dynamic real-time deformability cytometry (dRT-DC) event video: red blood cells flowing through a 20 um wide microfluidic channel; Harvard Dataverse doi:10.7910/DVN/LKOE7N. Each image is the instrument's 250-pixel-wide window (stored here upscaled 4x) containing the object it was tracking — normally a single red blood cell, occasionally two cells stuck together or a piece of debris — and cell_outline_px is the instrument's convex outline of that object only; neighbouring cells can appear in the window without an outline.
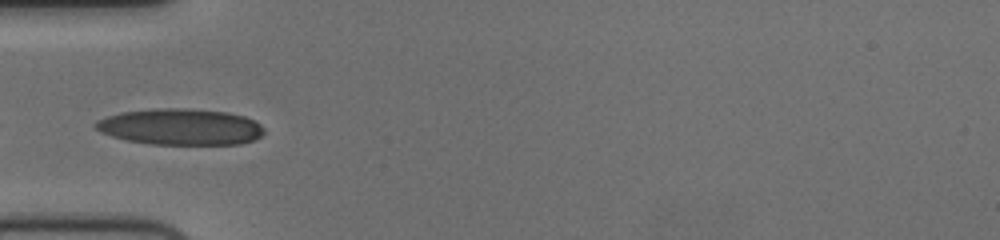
{"species": "human", "species_latin": "Homo sapiens", "temperature_condition": "cold", "stored_images_in_passage": 34, "camera_frame_rate_fps": 3000, "um_per_image_px": 0.085, "donor": {"sex": "female"}, "frame": {"image": 1, "passage_image": 1, "time_ms": 0.0, "image_size_px": [1000, 240], "cell_outline_px": [[264, 132], [256, 140], [240, 144], [152, 144], [128, 140], [112, 136], [100, 132], [92, 124], [96, 120], [120, 112], [156, 108], [188, 108], [228, 112], [244, 116], [256, 120], [264, 128]], "centroid_in_image_um": [15.36, 10.77], "position_along_channel_um": 69.6, "area_um2": 35.84}}
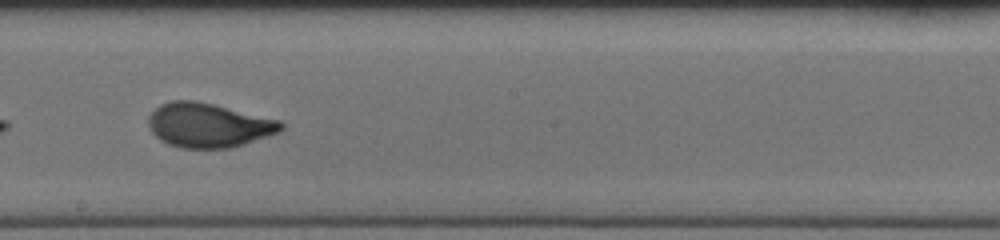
{"frame": {"image": 2, "passage_image": 14, "time_ms": 4.333, "image_size_px": [1000, 240], "cell_outline_px": [[284, 128], [276, 132], [244, 144], [232, 148], [180, 148], [168, 144], [160, 140], [152, 132], [148, 124], [148, 116], [160, 104], [172, 100], [196, 100], [280, 120], [284, 124]], "centroid_in_image_um": [17.69, 10.64], "position_along_channel_um": 230.5, "area_um2": 34.1}}
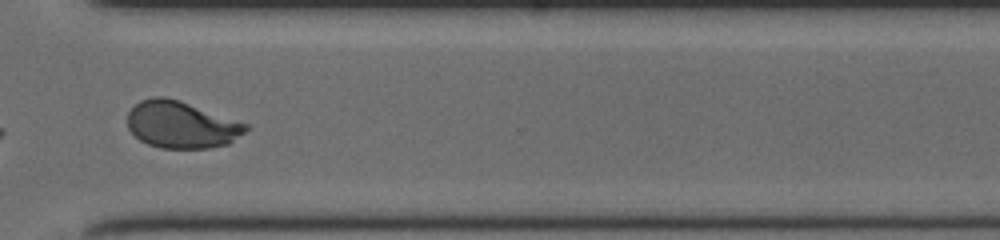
{"frame": {"image": 3, "passage_image": 24, "time_ms": 7.667, "image_size_px": [1000, 240], "cell_outline_px": [[248, 128], [244, 132], [228, 144], [208, 148], [160, 148], [148, 144], [140, 140], [128, 128], [128, 112], [140, 100], [152, 96], [164, 96], [180, 100], [248, 124]], "centroid_in_image_um": [15.4, 10.59], "position_along_channel_um": 355.2, "area_um2": 32.25}, "authors_computed_cell_mechanics": {"area_um2": 33.6107, "velocity_mm_per_s": 3.7305, "shape_relaxation_time_tau1_ms": 4.368, "shape_relaxation_time_tau2_ms": null, "deformation_change_tau1": 0.1878, "deformation_change_tau2": null}}